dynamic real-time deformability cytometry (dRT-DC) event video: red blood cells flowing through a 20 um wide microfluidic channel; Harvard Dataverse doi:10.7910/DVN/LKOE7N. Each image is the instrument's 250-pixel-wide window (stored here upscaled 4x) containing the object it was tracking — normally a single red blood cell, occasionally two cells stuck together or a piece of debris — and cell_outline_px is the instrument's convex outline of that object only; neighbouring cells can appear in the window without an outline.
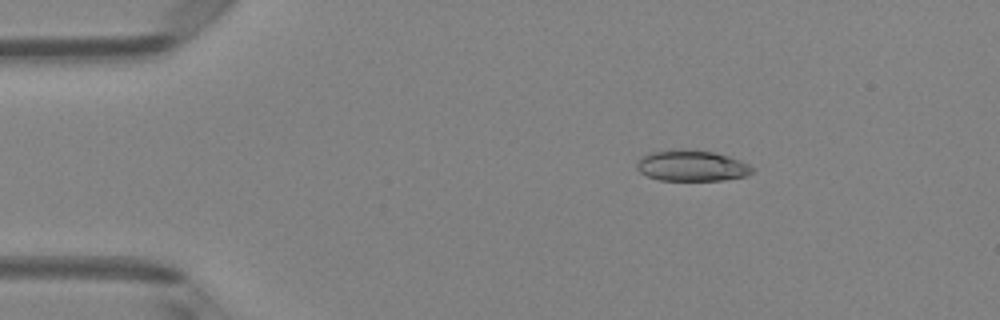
{"species": "Egyptian fruit bat (a non-hibernating species)", "species_latin": "Rousettus aegyptiacus", "temperature_condition": "room temperature", "stored_images_in_passage": 5, "camera_frame_rate_fps": 3000, "um_per_image_px": 0.085, "animal": {"sex": "female"}, "frame": {"image": 1, "passage_image": 2, "time_ms": 0.333, "image_size_px": [1000, 320], "cell_outline_px": [[752, 172], [748, 176], [724, 180], [660, 180], [648, 176], [640, 172], [636, 168], [636, 164], [640, 156], [648, 152], [680, 148], [688, 148], [716, 152], [740, 160], [748, 164], [752, 168]], "centroid_in_image_um": [58.76, 14.06], "position_along_channel_um": 26.2, "area_um2": 21.21}}
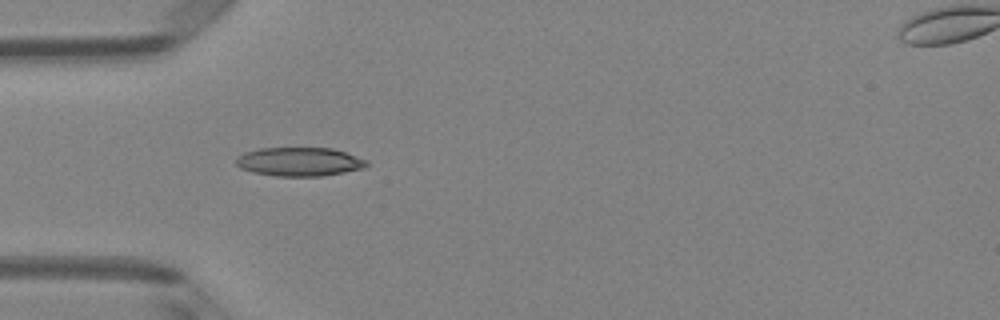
{"frame": {"image": 2, "passage_image": 4, "time_ms": 1.0, "image_size_px": [1000, 320], "cell_outline_px": [[368, 164], [364, 168], [344, 172], [320, 176], [276, 176], [252, 172], [240, 168], [236, 164], [236, 156], [244, 152], [260, 148], [332, 148], [368, 160]], "centroid_in_image_um": [25.42, 13.74], "position_along_channel_um": 59.6, "area_um2": 21.91}}
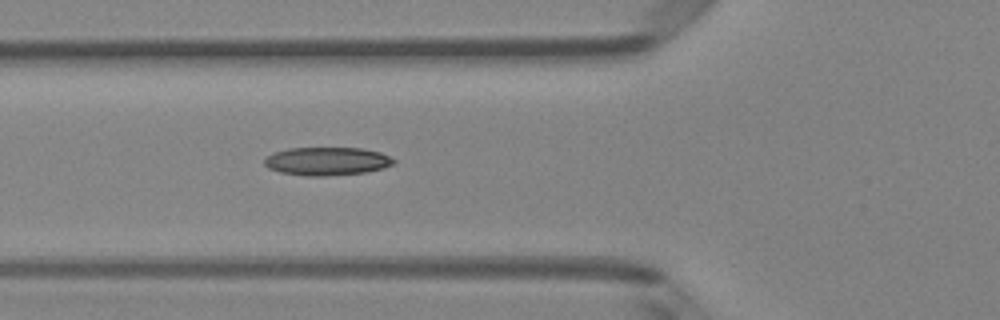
{"frame": {"image": 3, "passage_image": 5, "time_ms": 1.333, "image_size_px": [1000, 320], "cell_outline_px": [[396, 164], [384, 168], [364, 172], [324, 176], [308, 176], [280, 172], [268, 168], [264, 164], [264, 160], [268, 156], [276, 152], [288, 148], [360, 148], [380, 152], [396, 160]], "centroid_in_image_um": [27.81, 13.7], "position_along_channel_um": 98.0, "area_um2": 21.15}}